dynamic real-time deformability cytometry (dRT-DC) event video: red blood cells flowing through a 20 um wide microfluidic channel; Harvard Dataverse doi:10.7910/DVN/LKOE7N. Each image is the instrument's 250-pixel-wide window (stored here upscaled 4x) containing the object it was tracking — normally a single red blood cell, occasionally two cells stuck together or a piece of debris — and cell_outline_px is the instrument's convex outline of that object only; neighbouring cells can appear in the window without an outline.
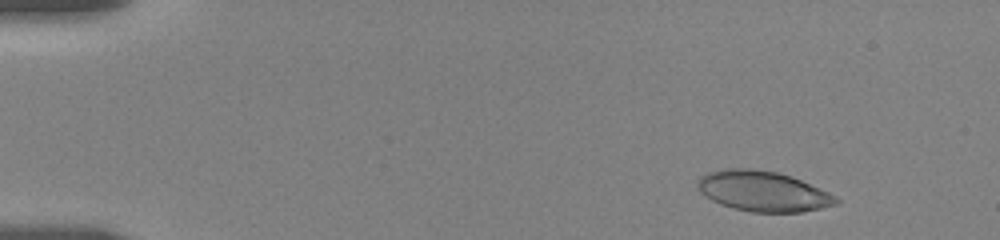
{"species": "human", "species_latin": "Homo sapiens", "temperature_condition": "room temperature", "stored_images_in_passage": 33, "camera_frame_rate_fps": 3000, "um_per_image_px": 0.085, "donor": {"sex": "female"}, "frame": {"image": 1, "passage_image": 3, "time_ms": 1.0, "image_size_px": [1000, 240], "cell_outline_px": [[840, 200], [836, 204], [820, 208], [800, 212], [752, 212], [732, 208], [720, 204], [712, 200], [700, 192], [696, 184], [700, 176], [708, 172], [728, 168], [748, 168], [776, 172], [800, 180], [828, 192], [836, 196]], "centroid_in_image_um": [64.81, 16.26], "position_along_channel_um": 20.2, "area_um2": 32.25}}
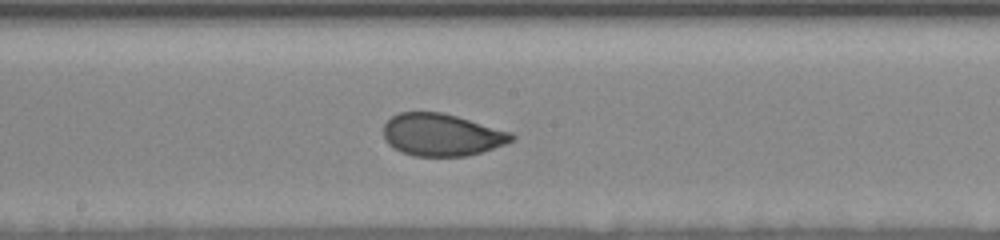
{"frame": {"image": 2, "passage_image": 20, "time_ms": 9.333, "image_size_px": [1000, 240], "cell_outline_px": [[516, 140], [468, 156], [412, 156], [400, 152], [392, 148], [384, 140], [384, 124], [392, 116], [400, 112], [440, 112], [456, 116], [512, 132], [516, 136]], "centroid_in_image_um": [37.53, 11.47], "position_along_channel_um": 210.7, "area_um2": 31.67}}
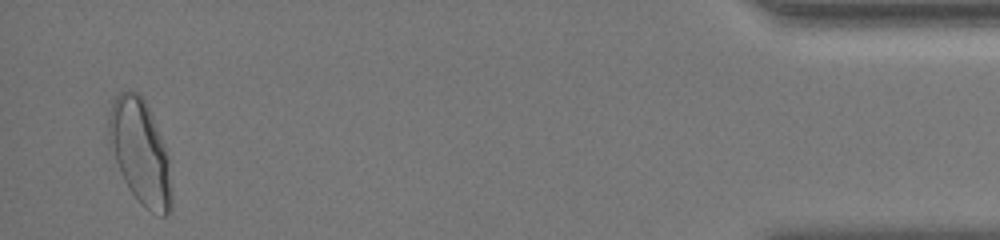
{"frame": {"image": 3, "passage_image": 33, "time_ms": 17.333, "image_size_px": [1000, 240], "cell_outline_px": [[172, 208], [164, 216], [160, 216], [144, 208], [140, 204], [128, 188], [120, 172], [108, 136], [108, 120], [112, 104], [116, 96], [120, 92], [128, 88], [136, 92], [144, 100], [148, 108], [160, 136], [168, 156], [172, 188]], "centroid_in_image_um": [11.93, 12.96], "position_along_channel_um": 423.3, "area_um2": 37.92}, "authors_computed_cell_mechanics": {"area_um2": 32.1946, "velocity_mm_per_s": 3.5404, "shape_relaxation_time_tau1_ms": 4.5318, "shape_relaxation_time_tau2_ms": 0.7794, "deformation_change_tau1": 0.1477, "deformation_change_tau2": 0.0393}}